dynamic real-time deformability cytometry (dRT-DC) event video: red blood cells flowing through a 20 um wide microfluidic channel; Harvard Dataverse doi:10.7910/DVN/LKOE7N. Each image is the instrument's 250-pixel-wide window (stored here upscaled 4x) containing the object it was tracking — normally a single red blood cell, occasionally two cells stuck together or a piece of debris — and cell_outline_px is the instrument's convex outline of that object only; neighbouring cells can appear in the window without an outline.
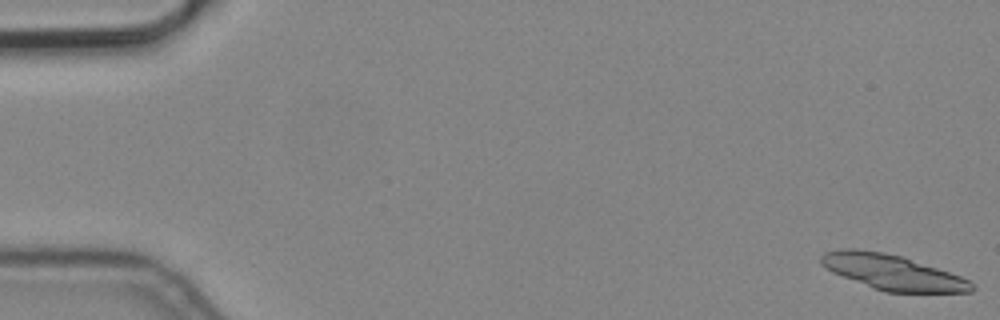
{"species": "common noctule bat (a hibernating species)", "species_latin": "Nyctalus noctula", "temperature_condition": "cold", "stored_images_in_passage": 3, "camera_frame_rate_fps": 3000, "um_per_image_px": 0.085, "animal": {"sex": "male", "body_mass_g": 19.2, "forearm_length_mm": 51.8}, "frame": {"image": 1, "passage_image": 1, "time_ms": 0.0, "image_size_px": [1000, 320], "cell_outline_px": [[976, 288], [972, 292], [884, 292], [872, 288], [832, 272], [824, 268], [820, 264], [820, 256], [824, 252], [840, 248], [856, 248], [880, 252], [900, 256], [960, 276], [968, 280]], "centroid_in_image_um": [75.78, 23.14], "position_along_channel_um": 9.2, "area_um2": 30.63}}